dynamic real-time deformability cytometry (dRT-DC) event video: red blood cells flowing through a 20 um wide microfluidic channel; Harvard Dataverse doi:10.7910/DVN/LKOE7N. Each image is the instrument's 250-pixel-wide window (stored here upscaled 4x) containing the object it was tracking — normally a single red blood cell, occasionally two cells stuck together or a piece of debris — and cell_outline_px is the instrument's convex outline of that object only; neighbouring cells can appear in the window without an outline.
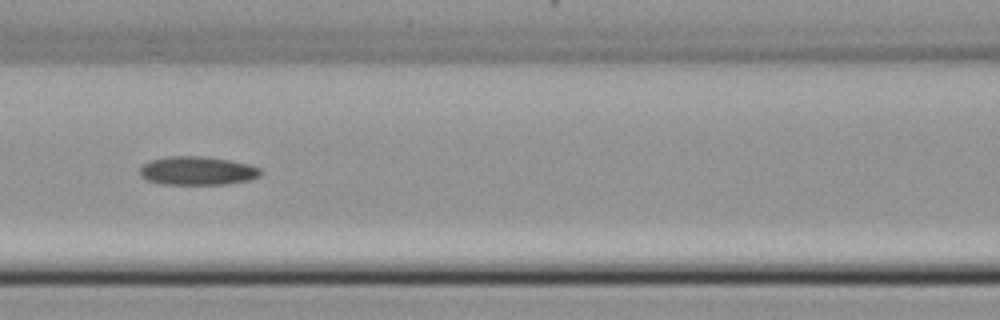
{"species": "common noctule bat (a hibernating species)", "species_latin": "Nyctalus noctula", "temperature_condition": "cold", "stored_images_in_passage": 37, "camera_frame_rate_fps": 3000, "um_per_image_px": 0.085, "animal": {"sex": "female", "body_mass_g": 22.7, "forearm_length_mm": 54.2}, "frame": {"image": 1, "passage_image": 11, "time_ms": 3.333, "image_size_px": [1000, 320], "cell_outline_px": [[264, 172], [260, 176], [248, 180], [224, 184], [160, 184], [148, 180], [140, 176], [140, 168], [144, 164], [152, 160], [168, 156], [204, 156], [228, 160], [248, 164], [260, 168]], "centroid_in_image_um": [16.79, 14.51], "position_along_channel_um": 149.8, "area_um2": 20.06}}
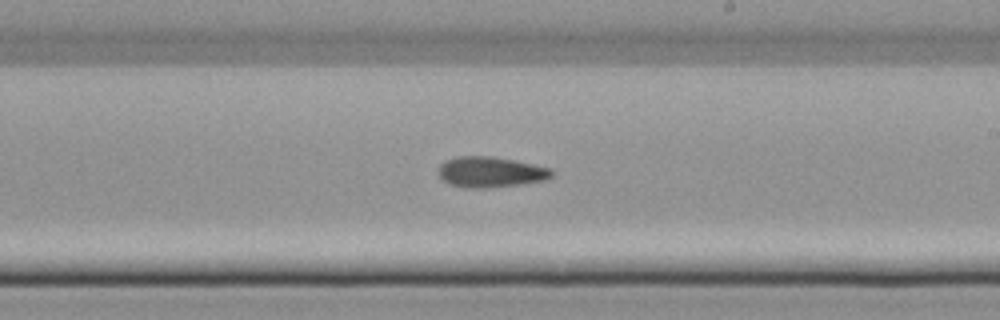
{"frame": {"image": 2, "passage_image": 18, "time_ms": 5.667, "image_size_px": [1000, 320], "cell_outline_px": [[552, 176], [544, 180], [520, 184], [484, 188], [472, 188], [448, 184], [440, 180], [436, 172], [440, 164], [444, 160], [456, 156], [492, 156], [532, 164], [548, 168], [552, 172]], "centroid_in_image_um": [41.58, 14.62], "position_along_channel_um": 247.4, "area_um2": 20.23}}
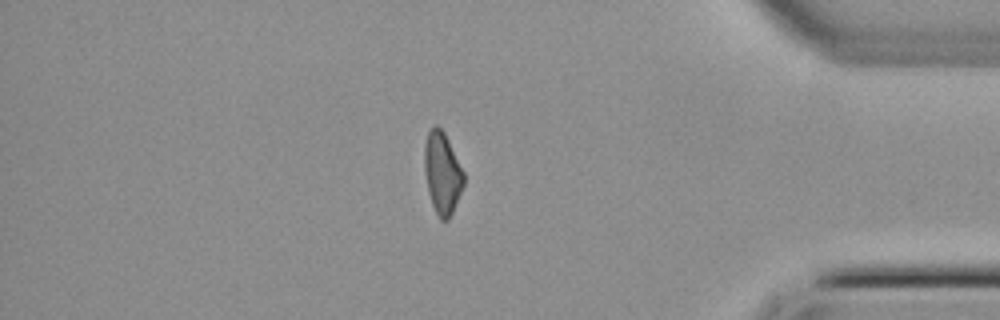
{"frame": {"image": 3, "passage_image": 31, "time_ms": 10.0, "image_size_px": [1000, 320], "cell_outline_px": [[464, 184], [452, 212], [448, 220], [440, 220], [432, 204], [428, 192], [424, 172], [424, 144], [428, 132], [432, 124], [436, 124], [444, 132], [464, 172]], "centroid_in_image_um": [37.57, 14.68], "position_along_channel_um": 397.6, "area_um2": 18.73}}